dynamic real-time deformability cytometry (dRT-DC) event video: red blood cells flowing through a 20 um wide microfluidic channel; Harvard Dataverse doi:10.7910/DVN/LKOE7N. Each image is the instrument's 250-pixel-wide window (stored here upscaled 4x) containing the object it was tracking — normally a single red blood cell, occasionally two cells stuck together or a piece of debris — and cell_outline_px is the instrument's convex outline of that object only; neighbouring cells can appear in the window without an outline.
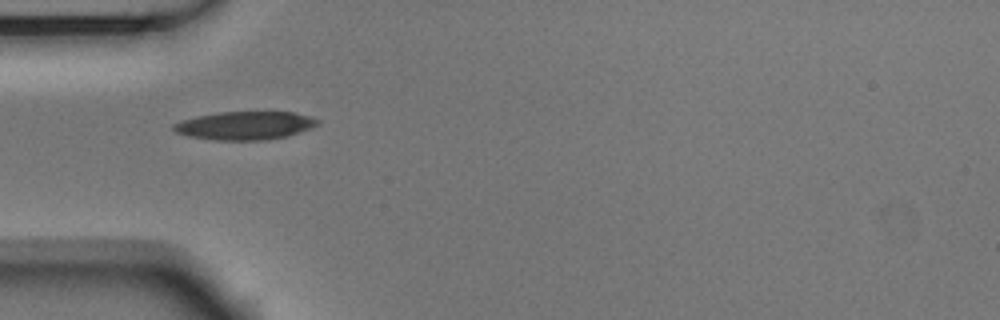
{"species": "Egyptian fruit bat (a non-hibernating species)", "species_latin": "Rousettus aegyptiacus", "temperature_condition": "room temperature", "stored_images_in_passage": 13, "camera_frame_rate_fps": 3000, "um_per_image_px": 0.085, "animal": {"sex": "male"}, "frame": {"image": 1, "passage_image": 1, "time_ms": 0.0, "image_size_px": [1000, 320], "cell_outline_px": [[320, 124], [288, 136], [268, 140], [212, 140], [188, 136], [176, 132], [172, 128], [172, 124], [196, 116], [220, 112], [292, 112], [308, 116], [320, 120]], "centroid_in_image_um": [20.82, 10.68], "position_along_channel_um": 64.2, "area_um2": 23.7}}
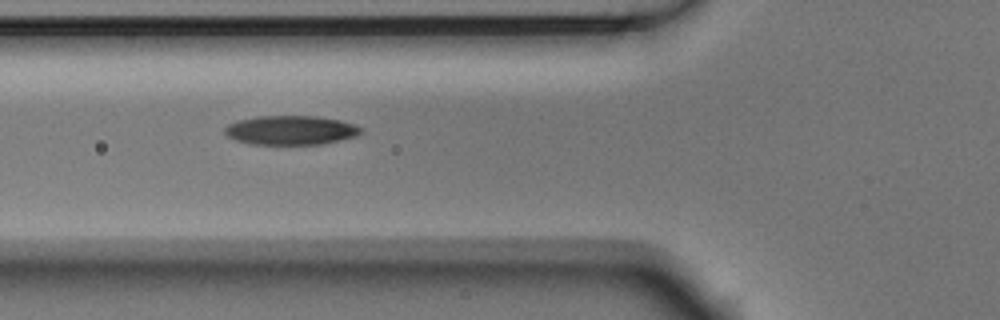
{"frame": {"image": 2, "passage_image": 4, "time_ms": 1.0, "image_size_px": [1000, 320], "cell_outline_px": [[364, 132], [356, 136], [320, 144], [252, 144], [236, 140], [228, 136], [224, 132], [224, 128], [228, 124], [236, 120], [256, 116], [316, 116], [340, 120], [356, 124], [364, 128]], "centroid_in_image_um": [24.73, 11.05], "position_along_channel_um": 101.1, "area_um2": 23.29}}
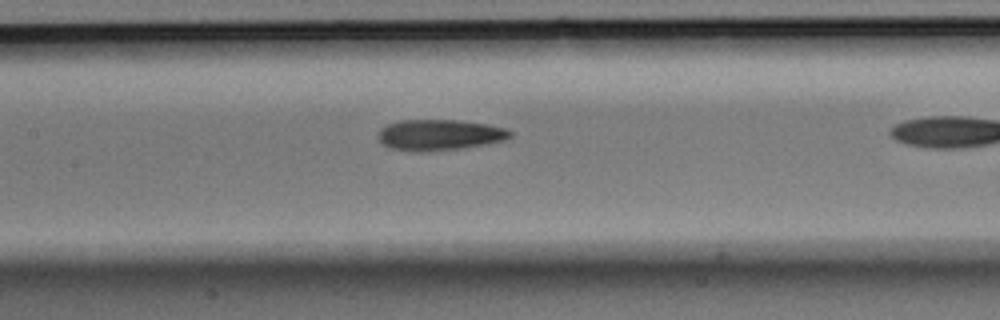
{"frame": {"image": 3, "passage_image": 6, "time_ms": 1.667, "image_size_px": [1000, 320], "cell_outline_px": [[512, 136], [504, 140], [484, 144], [460, 148], [416, 152], [392, 148], [384, 144], [376, 136], [380, 128], [388, 124], [400, 120], [460, 120], [488, 124], [508, 128], [512, 132]], "centroid_in_image_um": [37.36, 11.45], "position_along_channel_um": 170.0, "area_um2": 23.7}}